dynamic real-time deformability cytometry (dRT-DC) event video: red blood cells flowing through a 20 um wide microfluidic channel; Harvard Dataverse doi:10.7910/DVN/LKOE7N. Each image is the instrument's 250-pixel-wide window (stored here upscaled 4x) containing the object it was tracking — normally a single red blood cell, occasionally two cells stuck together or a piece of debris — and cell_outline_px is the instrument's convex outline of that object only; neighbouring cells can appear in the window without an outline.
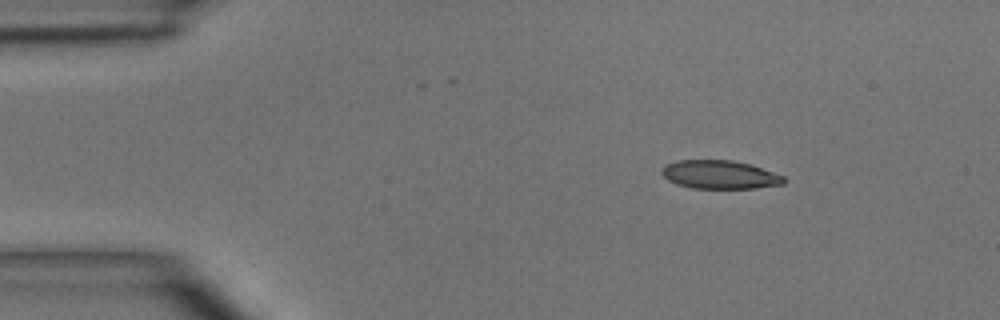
{"species": "common noctule bat (a hibernating species)", "species_latin": "Nyctalus noctula", "temperature_condition": "room temperature", "stored_images_in_passage": 4, "segment_of_instrument_passage": [1, 2], "camera_frame_rate_fps": 3000, "um_per_image_px": 0.085, "animal": {"sex": "male", "body_mass_g": 15.6}, "frame": {"image": 1, "passage_image": 1, "time_ms": 0.0, "image_size_px": [1000, 320], "cell_outline_px": [[788, 180], [784, 184], [756, 188], [692, 188], [676, 184], [668, 180], [660, 172], [660, 168], [664, 164], [680, 160], [732, 160], [748, 164], [784, 176]], "centroid_in_image_um": [61.15, 14.84], "position_along_channel_um": 23.9, "area_um2": 20.29}}
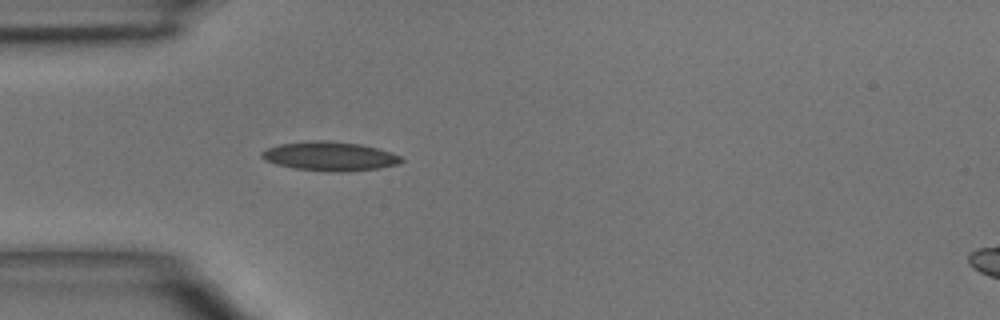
{"frame": {"image": 2, "passage_image": 3, "time_ms": 2.333, "image_size_px": [1000, 320], "cell_outline_px": [[404, 160], [400, 164], [380, 168], [344, 172], [336, 172], [296, 168], [276, 164], [264, 160], [260, 156], [260, 152], [268, 148], [280, 144], [312, 140], [328, 140], [360, 144], [392, 152], [400, 156]], "centroid_in_image_um": [28.05, 13.28], "position_along_channel_um": 57.0, "area_um2": 23.7}}